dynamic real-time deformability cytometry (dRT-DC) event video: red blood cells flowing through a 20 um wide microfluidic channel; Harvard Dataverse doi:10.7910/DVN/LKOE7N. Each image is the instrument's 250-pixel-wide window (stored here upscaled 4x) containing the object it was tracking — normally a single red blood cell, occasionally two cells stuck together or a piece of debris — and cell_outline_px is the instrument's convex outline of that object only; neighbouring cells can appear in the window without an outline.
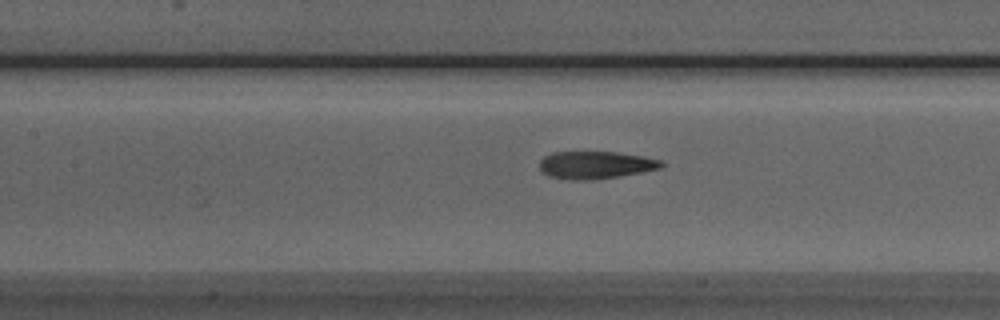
{"species": "Egyptian fruit bat (a non-hibernating species)", "species_latin": "Rousettus aegyptiacus", "temperature_condition": "room temperature", "stored_images_in_passage": 38, "camera_frame_rate_fps": 3000, "um_per_image_px": 0.085, "animal": {"sex": "male"}, "frame": {"image": 1, "passage_image": 9, "time_ms": 2.667, "image_size_px": [1000, 320], "cell_outline_px": [[664, 164], [660, 168], [640, 172], [592, 180], [572, 180], [548, 176], [540, 172], [540, 160], [544, 156], [552, 152], [616, 152], [644, 156], [660, 160]], "centroid_in_image_um": [50.57, 14.02], "position_along_channel_um": 156.8, "area_um2": 19.48}}
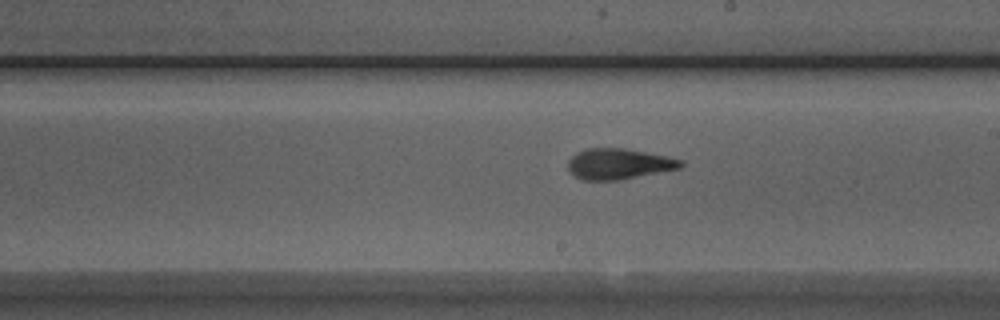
{"frame": {"image": 2, "passage_image": 15, "time_ms": 4.667, "image_size_px": [1000, 320], "cell_outline_px": [[684, 164], [680, 168], [616, 180], [580, 180], [568, 168], [568, 160], [576, 152], [584, 148], [624, 148], [668, 156], [684, 160]], "centroid_in_image_um": [52.59, 13.91], "position_along_channel_um": 236.4, "area_um2": 20.11}}
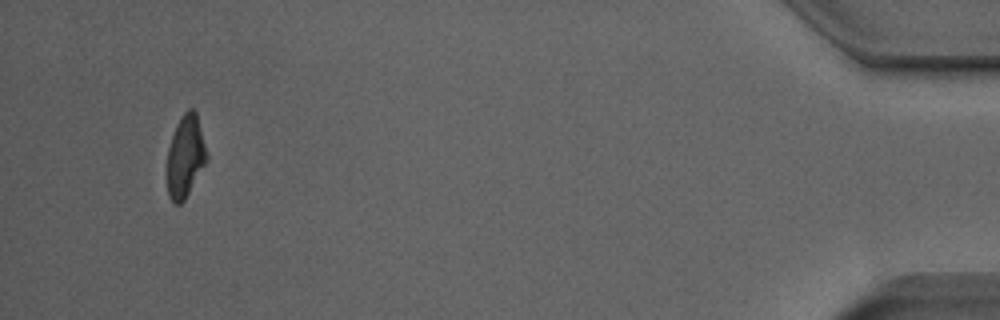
{"frame": {"image": 3, "passage_image": 35, "time_ms": 11.333, "image_size_px": [1000, 320], "cell_outline_px": [[208, 156], [204, 164], [184, 200], [180, 204], [172, 204], [168, 196], [168, 148], [176, 124], [180, 116], [188, 108], [192, 108], [196, 112], [208, 152]], "centroid_in_image_um": [15.76, 13.26], "position_along_channel_um": 419.4, "area_um2": 18.79}, "authors_computed_cell_mechanics": {"area_um2": 19.9699, "velocity_mm_per_s": 3.9963, "shape_relaxation_time_tau1_ms": 6.6359, "shape_relaxation_time_tau2_ms": 1.8695, "deformation_change_tau1": 0.2114, "deformation_change_tau2": 0.1097}}